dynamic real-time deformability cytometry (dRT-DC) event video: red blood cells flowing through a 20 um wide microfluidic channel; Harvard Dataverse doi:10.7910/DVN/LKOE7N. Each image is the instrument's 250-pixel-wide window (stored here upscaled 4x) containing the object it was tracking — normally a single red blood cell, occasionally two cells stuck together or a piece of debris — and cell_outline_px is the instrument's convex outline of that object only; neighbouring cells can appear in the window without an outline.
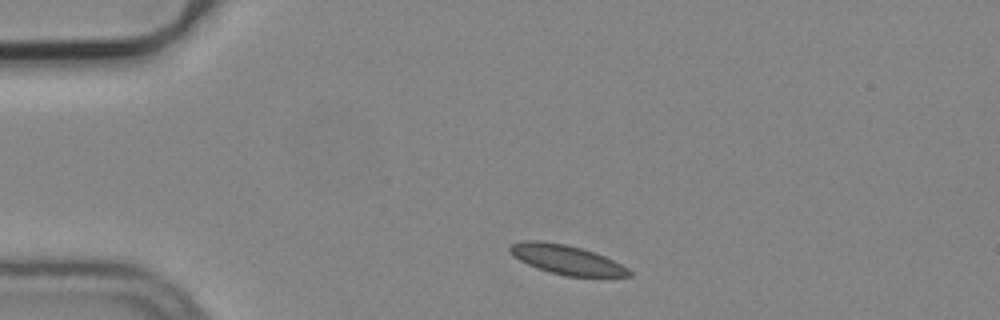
{"species": "common noctule bat (a hibernating species)", "species_latin": "Nyctalus noctula", "temperature_condition": "cold", "stored_images_in_passage": 3, "camera_frame_rate_fps": 3000, "um_per_image_px": 0.085, "animal": {"sex": "male", "body_mass_g": 19.2, "forearm_length_mm": 51.8}, "frame": {"image": 1, "passage_image": 1, "time_ms": 0.0, "image_size_px": [1000, 320], "cell_outline_px": [[632, 276], [568, 276], [552, 272], [528, 264], [512, 256], [508, 252], [508, 244], [524, 240], [540, 240], [564, 244], [580, 248], [604, 256], [628, 268], [632, 272]], "centroid_in_image_um": [48.09, 22.05], "position_along_channel_um": 36.9, "area_um2": 20.11}}